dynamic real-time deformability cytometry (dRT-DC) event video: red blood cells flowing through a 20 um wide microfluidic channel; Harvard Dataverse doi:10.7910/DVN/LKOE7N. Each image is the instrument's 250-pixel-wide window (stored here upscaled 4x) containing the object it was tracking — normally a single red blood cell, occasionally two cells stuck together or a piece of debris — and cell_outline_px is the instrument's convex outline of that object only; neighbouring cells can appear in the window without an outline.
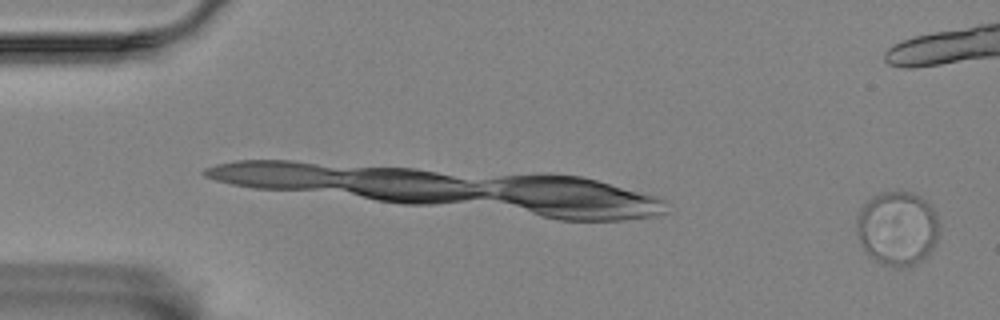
{"species": "Egyptian fruit bat (a non-hibernating species)", "species_latin": "Rousettus aegyptiacus", "temperature_condition": "room temperature", "stored_images_in_passage": 11, "camera_frame_rate_fps": 3000, "um_per_image_px": 0.085, "animal": {"sex": "female"}, "frame": {"image": 1, "passage_image": 2, "time_ms": 0.333, "image_size_px": [1000, 320], "cell_outline_px": [[940, 224], [936, 240], [932, 248], [916, 264], [900, 268], [896, 268], [880, 264], [860, 244], [856, 224], [856, 216], [864, 204], [872, 196], [880, 192], [912, 192], [920, 196], [932, 208]], "centroid_in_image_um": [76.26, 19.4], "position_along_channel_um": 8.7, "area_um2": 35.55}}